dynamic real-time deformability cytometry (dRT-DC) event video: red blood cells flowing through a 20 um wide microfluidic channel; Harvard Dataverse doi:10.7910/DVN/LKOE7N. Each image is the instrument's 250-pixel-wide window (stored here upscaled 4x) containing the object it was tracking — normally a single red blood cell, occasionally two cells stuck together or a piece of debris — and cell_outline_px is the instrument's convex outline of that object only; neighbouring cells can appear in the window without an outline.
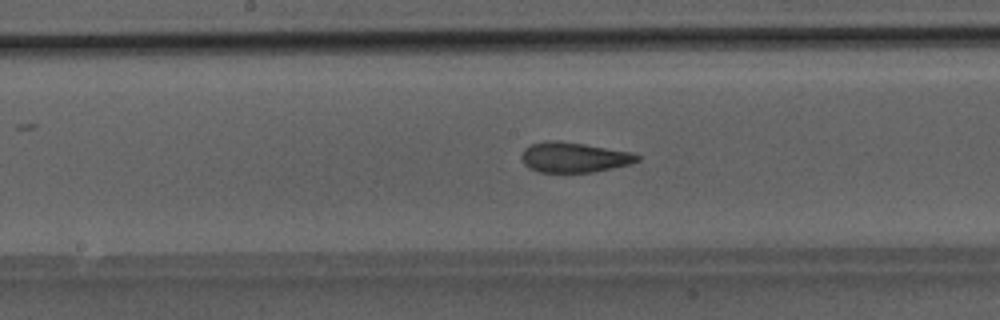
{"species": "Egyptian fruit bat (a non-hibernating species)", "species_latin": "Rousettus aegyptiacus", "temperature_condition": "room temperature", "stored_images_in_passage": 41, "camera_frame_rate_fps": 3000, "um_per_image_px": 0.085, "animal": {"sex": "male"}, "frame": {"image": 1, "passage_image": 24, "time_ms": 7.667, "image_size_px": [1000, 320], "cell_outline_px": [[640, 160], [628, 164], [596, 172], [536, 172], [528, 168], [524, 164], [520, 156], [524, 148], [532, 144], [548, 140], [560, 140], [632, 152], [640, 156]], "centroid_in_image_um": [48.76, 13.37], "position_along_channel_um": 199.4, "area_um2": 20.46}}